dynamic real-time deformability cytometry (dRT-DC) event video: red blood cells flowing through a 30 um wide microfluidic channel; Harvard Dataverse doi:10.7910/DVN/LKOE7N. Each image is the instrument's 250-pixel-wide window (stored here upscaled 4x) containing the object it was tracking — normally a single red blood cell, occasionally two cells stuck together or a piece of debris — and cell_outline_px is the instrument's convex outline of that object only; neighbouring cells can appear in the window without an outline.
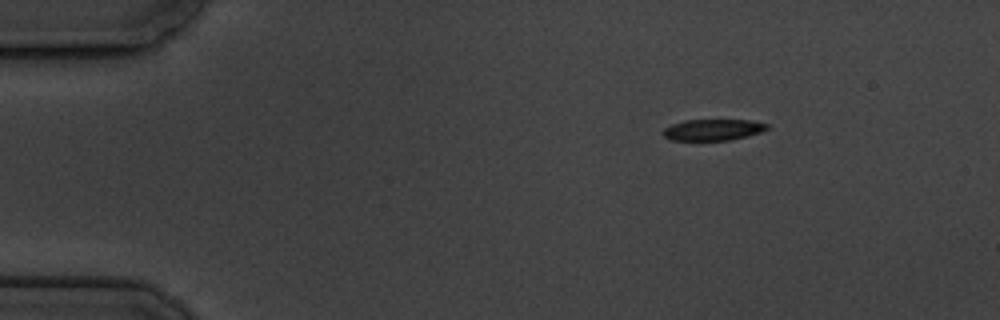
{"species": "common noctule bat (a hibernating species)", "species_latin": "Nyctalus noctula", "temperature_condition": "cold", "stored_images_in_passage": 6, "camera_frame_rate_fps": 3000, "um_per_image_px": 0.085, "animal": {"sex": "male", "body_mass_g": 19.5, "forearm_length_mm": 54.6}, "frame": {"image": 1, "passage_image": 1, "time_ms": 0.0, "image_size_px": [1000, 320], "cell_outline_px": [[768, 128], [760, 132], [748, 136], [728, 140], [668, 140], [660, 132], [664, 128], [672, 124], [684, 120], [752, 120], [768, 124]], "centroid_in_image_um": [60.56, 11.03], "position_along_channel_um": 24.4, "area_um2": 12.95}}
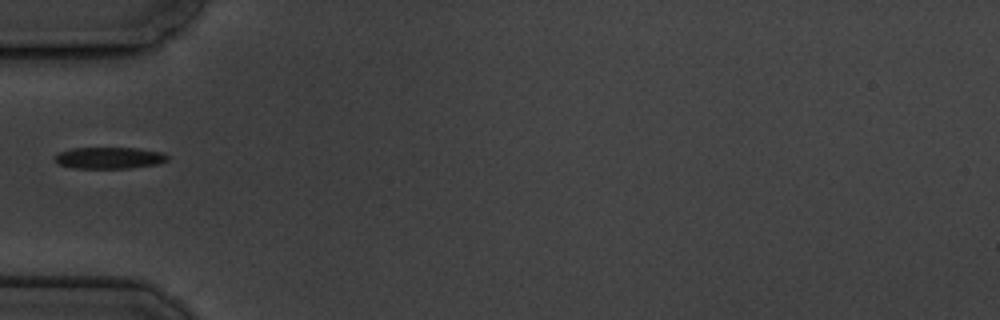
{"frame": {"image": 2, "passage_image": 4, "time_ms": 3.667, "image_size_px": [1000, 320], "cell_outline_px": [[168, 160], [160, 164], [128, 168], [72, 168], [56, 164], [56, 156], [60, 152], [72, 148], [136, 148], [164, 152], [168, 156]], "centroid_in_image_um": [9.32, 13.42], "position_along_channel_um": 75.7, "area_um2": 14.22}}
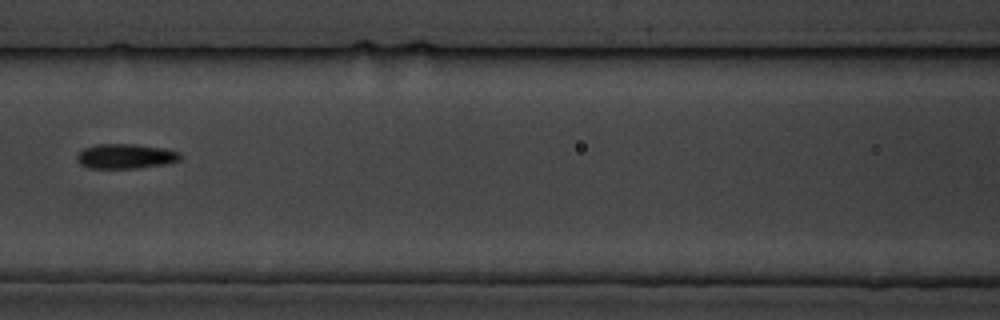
{"frame": {"image": 3, "passage_image": 6, "time_ms": 6.0, "image_size_px": [1000, 320], "cell_outline_px": [[184, 156], [180, 160], [164, 164], [136, 168], [88, 168], [80, 164], [76, 160], [76, 156], [84, 148], [96, 144], [136, 144], [164, 148], [180, 152]], "centroid_in_image_um": [10.69, 13.27], "position_along_channel_um": 155.9, "area_um2": 15.03}}